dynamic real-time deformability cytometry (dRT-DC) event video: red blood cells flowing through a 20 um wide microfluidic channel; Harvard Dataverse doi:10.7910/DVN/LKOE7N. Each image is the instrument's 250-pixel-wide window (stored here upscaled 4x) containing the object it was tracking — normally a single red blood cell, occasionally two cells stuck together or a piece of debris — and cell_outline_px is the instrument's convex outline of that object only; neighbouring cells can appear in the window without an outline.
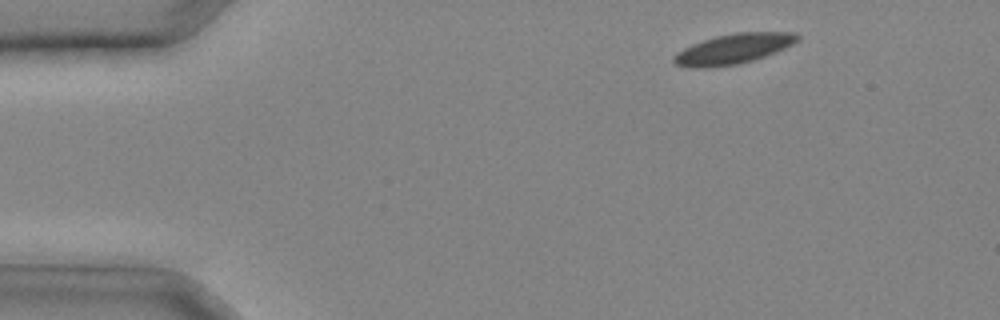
{"species": "common noctule bat (a hibernating species)", "species_latin": "Nyctalus noctula", "temperature_condition": "cold", "stored_images_in_passage": 28, "camera_frame_rate_fps": 3000, "um_per_image_px": 0.085, "animal": {"sex": "male", "body_mass_g": 20.4}, "frame": {"image": 1, "passage_image": 3, "time_ms": 0.667, "image_size_px": [1000, 320], "cell_outline_px": [[800, 40], [776, 52], [740, 64], [712, 68], [688, 68], [676, 64], [672, 60], [672, 56], [676, 52], [692, 44], [716, 36], [736, 32], [796, 32], [800, 36]], "centroid_in_image_um": [62.32, 4.16], "position_along_channel_um": 22.7, "area_um2": 21.91}}
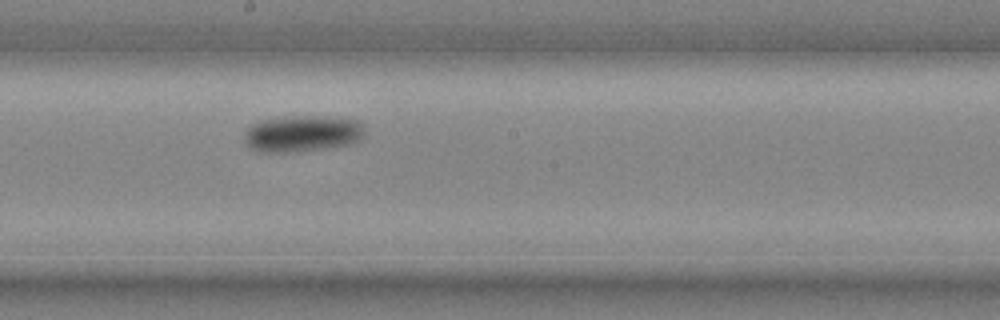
{"frame": {"image": 2, "passage_image": 17, "time_ms": 5.333, "image_size_px": [1000, 320], "cell_outline_px": [[364, 136], [360, 140], [352, 144], [328, 148], [292, 152], [260, 152], [248, 148], [244, 144], [244, 136], [248, 128], [260, 120], [288, 116], [320, 116], [356, 120], [364, 128]], "centroid_in_image_um": [25.67, 11.37], "position_along_channel_um": 222.5, "area_um2": 25.78}}
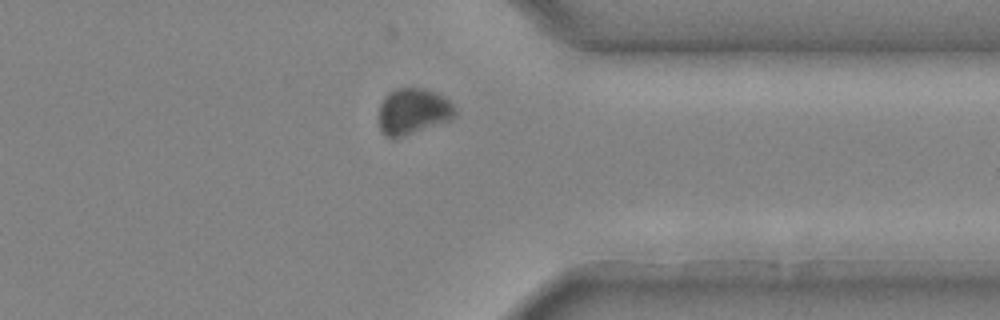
{"frame": {"image": 3, "passage_image": 25, "time_ms": 8.0, "image_size_px": [1000, 320], "cell_outline_px": [[456, 116], [448, 120], [404, 136], [384, 136], [380, 132], [380, 104], [388, 92], [396, 88], [424, 88], [436, 92], [448, 100], [452, 104], [456, 112]], "centroid_in_image_um": [35.1, 9.44], "position_along_channel_um": 376.3, "area_um2": 20.17}}